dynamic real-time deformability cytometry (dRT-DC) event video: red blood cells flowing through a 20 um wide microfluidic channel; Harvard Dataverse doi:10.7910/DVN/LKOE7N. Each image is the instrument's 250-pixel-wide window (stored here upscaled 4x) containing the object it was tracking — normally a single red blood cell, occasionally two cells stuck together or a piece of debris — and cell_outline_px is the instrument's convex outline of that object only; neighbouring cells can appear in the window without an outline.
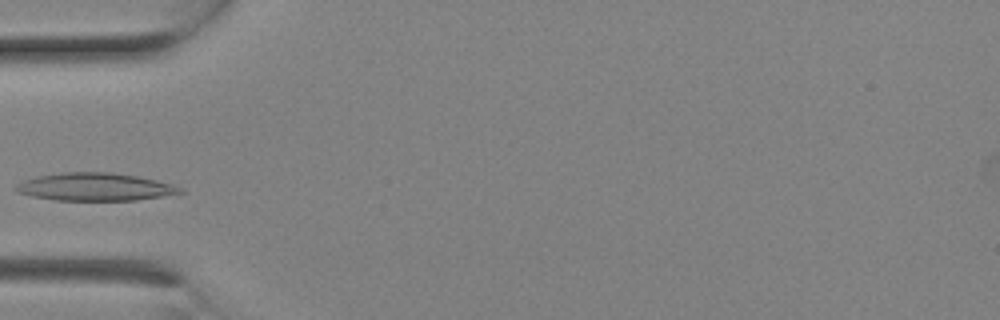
{"species": "Egyptian fruit bat (a non-hibernating species)", "species_latin": "Rousettus aegyptiacus", "temperature_condition": "room temperature", "stored_images_in_passage": 2, "camera_frame_rate_fps": 3000, "um_per_image_px": 0.085, "animal": {"sex": "female"}, "frame": {"image": 1, "passage_image": 2, "time_ms": 0.333, "image_size_px": [1000, 320], "cell_outline_px": [[184, 192], [136, 200], [56, 200], [32, 196], [16, 192], [12, 188], [16, 184], [24, 180], [36, 176], [64, 172], [108, 172], [136, 176], [156, 180], [172, 184], [180, 188]], "centroid_in_image_um": [8.0, 15.88], "position_along_channel_um": 77.0, "area_um2": 26.41}}